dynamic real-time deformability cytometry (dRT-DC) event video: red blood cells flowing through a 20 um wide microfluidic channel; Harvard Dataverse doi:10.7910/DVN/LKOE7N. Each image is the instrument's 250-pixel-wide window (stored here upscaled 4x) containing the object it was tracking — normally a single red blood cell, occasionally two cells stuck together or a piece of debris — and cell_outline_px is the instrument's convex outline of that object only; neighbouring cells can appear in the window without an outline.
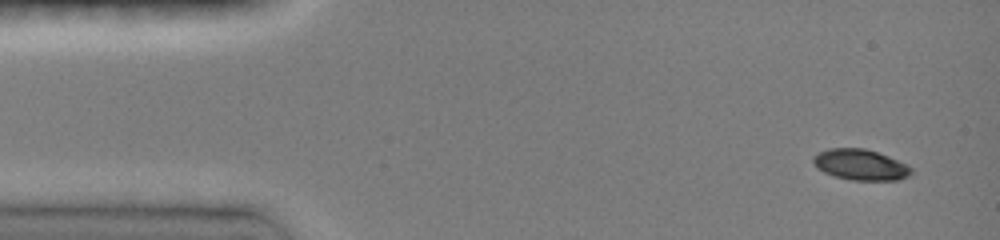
{"species": "common noctule bat (a hibernating species)", "species_latin": "Nyctalus noctula", "temperature_condition": "room temperature", "stored_images_in_passage": 5, "camera_frame_rate_fps": 3000, "um_per_image_px": 0.085, "animal": {"sex": "female", "body_mass_g": 19.0, "forearm_length_mm": 51.5}, "frame": {"image": 1, "passage_image": 1, "time_ms": 0.0, "image_size_px": [1000, 240], "cell_outline_px": [[912, 172], [908, 176], [896, 180], [852, 180], [836, 176], [824, 172], [816, 168], [812, 160], [812, 156], [828, 148], [864, 148], [888, 156], [908, 164], [912, 168]], "centroid_in_image_um": [73.13, 13.99], "position_along_channel_um": 11.9, "area_um2": 17.57}}
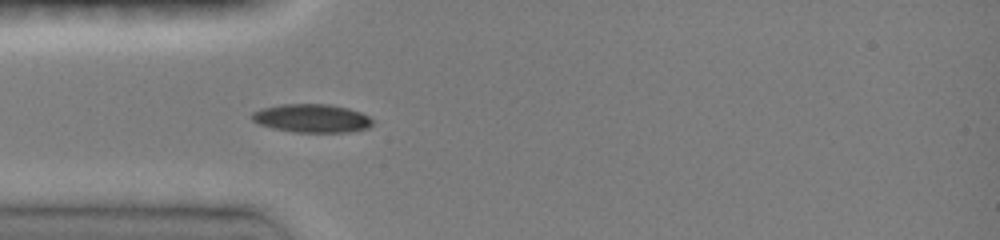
{"frame": {"image": 2, "passage_image": 5, "time_ms": 3.667, "image_size_px": [1000, 240], "cell_outline_px": [[372, 124], [368, 128], [348, 132], [292, 132], [272, 128], [260, 124], [252, 120], [252, 112], [260, 108], [280, 104], [332, 104], [348, 108], [360, 112], [368, 116], [372, 120]], "centroid_in_image_um": [26.49, 10.05], "position_along_channel_um": 58.5, "area_um2": 20.06}}